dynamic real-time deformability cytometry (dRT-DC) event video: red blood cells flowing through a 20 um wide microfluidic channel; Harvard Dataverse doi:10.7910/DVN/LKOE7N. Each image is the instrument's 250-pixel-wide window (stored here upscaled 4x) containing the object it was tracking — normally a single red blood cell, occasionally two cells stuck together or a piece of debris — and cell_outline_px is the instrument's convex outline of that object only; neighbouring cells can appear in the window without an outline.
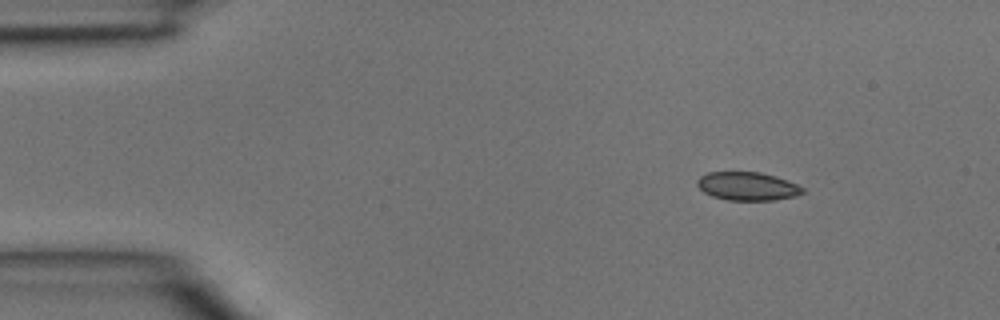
{"species": "common noctule bat (a hibernating species)", "species_latin": "Nyctalus noctula", "temperature_condition": "room temperature", "stored_images_in_passage": 3, "camera_frame_rate_fps": 3000, "um_per_image_px": 0.085, "animal": {"sex": "male", "body_mass_g": 15.6}, "frame": {"image": 1, "passage_image": 1, "time_ms": 0.0, "image_size_px": [1000, 320], "cell_outline_px": [[804, 192], [796, 196], [772, 200], [728, 200], [712, 196], [704, 192], [696, 184], [696, 180], [700, 176], [708, 172], [760, 172], [776, 176], [788, 180], [804, 188]], "centroid_in_image_um": [63.53, 15.82], "position_along_channel_um": 21.5, "area_um2": 17.46}}
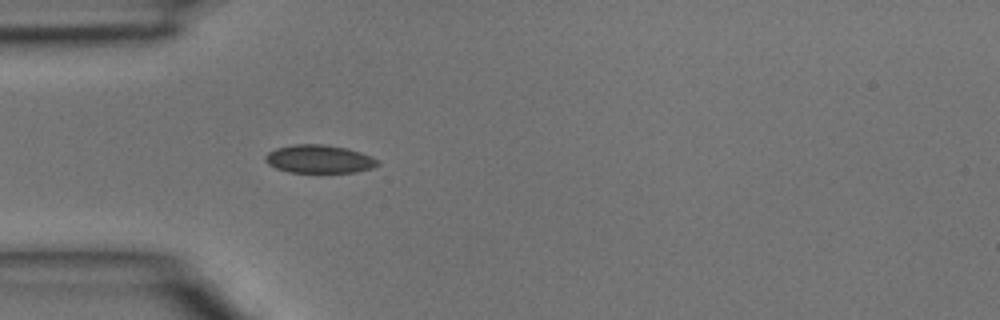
{"frame": {"image": 2, "passage_image": 3, "time_ms": 0.667, "image_size_px": [1000, 320], "cell_outline_px": [[380, 164], [372, 168], [356, 172], [288, 172], [276, 168], [268, 164], [264, 160], [264, 156], [268, 152], [276, 148], [292, 144], [324, 144], [348, 148], [372, 156], [380, 160]], "centroid_in_image_um": [27.14, 13.51], "position_along_channel_um": 57.9, "area_um2": 18.67}}